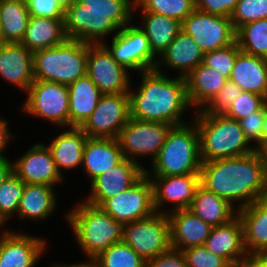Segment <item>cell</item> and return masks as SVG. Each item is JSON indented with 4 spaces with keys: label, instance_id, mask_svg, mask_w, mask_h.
<instances>
[{
    "label": "cell",
    "instance_id": "obj_5",
    "mask_svg": "<svg viewBox=\"0 0 267 267\" xmlns=\"http://www.w3.org/2000/svg\"><path fill=\"white\" fill-rule=\"evenodd\" d=\"M152 172L147 176L200 175V137L197 126L182 124L173 126L158 155L152 161Z\"/></svg>",
    "mask_w": 267,
    "mask_h": 267
},
{
    "label": "cell",
    "instance_id": "obj_7",
    "mask_svg": "<svg viewBox=\"0 0 267 267\" xmlns=\"http://www.w3.org/2000/svg\"><path fill=\"white\" fill-rule=\"evenodd\" d=\"M89 44L67 39L63 44L33 52L34 80L69 86L86 75Z\"/></svg>",
    "mask_w": 267,
    "mask_h": 267
},
{
    "label": "cell",
    "instance_id": "obj_38",
    "mask_svg": "<svg viewBox=\"0 0 267 267\" xmlns=\"http://www.w3.org/2000/svg\"><path fill=\"white\" fill-rule=\"evenodd\" d=\"M25 183L13 172L0 185V222L5 225L12 214H17Z\"/></svg>",
    "mask_w": 267,
    "mask_h": 267
},
{
    "label": "cell",
    "instance_id": "obj_10",
    "mask_svg": "<svg viewBox=\"0 0 267 267\" xmlns=\"http://www.w3.org/2000/svg\"><path fill=\"white\" fill-rule=\"evenodd\" d=\"M172 127L173 125L168 123L130 118L116 139L124 158L138 163L136 157L151 155L153 161L163 147Z\"/></svg>",
    "mask_w": 267,
    "mask_h": 267
},
{
    "label": "cell",
    "instance_id": "obj_19",
    "mask_svg": "<svg viewBox=\"0 0 267 267\" xmlns=\"http://www.w3.org/2000/svg\"><path fill=\"white\" fill-rule=\"evenodd\" d=\"M47 241L39 237L3 231L0 236V267H34Z\"/></svg>",
    "mask_w": 267,
    "mask_h": 267
},
{
    "label": "cell",
    "instance_id": "obj_27",
    "mask_svg": "<svg viewBox=\"0 0 267 267\" xmlns=\"http://www.w3.org/2000/svg\"><path fill=\"white\" fill-rule=\"evenodd\" d=\"M67 87L69 127L81 128L91 116L103 94L87 75L78 78Z\"/></svg>",
    "mask_w": 267,
    "mask_h": 267
},
{
    "label": "cell",
    "instance_id": "obj_28",
    "mask_svg": "<svg viewBox=\"0 0 267 267\" xmlns=\"http://www.w3.org/2000/svg\"><path fill=\"white\" fill-rule=\"evenodd\" d=\"M249 255H267V209L258 201L238 210Z\"/></svg>",
    "mask_w": 267,
    "mask_h": 267
},
{
    "label": "cell",
    "instance_id": "obj_39",
    "mask_svg": "<svg viewBox=\"0 0 267 267\" xmlns=\"http://www.w3.org/2000/svg\"><path fill=\"white\" fill-rule=\"evenodd\" d=\"M267 18V0H239L230 19L237 30L243 24Z\"/></svg>",
    "mask_w": 267,
    "mask_h": 267
},
{
    "label": "cell",
    "instance_id": "obj_43",
    "mask_svg": "<svg viewBox=\"0 0 267 267\" xmlns=\"http://www.w3.org/2000/svg\"><path fill=\"white\" fill-rule=\"evenodd\" d=\"M188 267H233L226 259L208 251L204 245L182 250Z\"/></svg>",
    "mask_w": 267,
    "mask_h": 267
},
{
    "label": "cell",
    "instance_id": "obj_11",
    "mask_svg": "<svg viewBox=\"0 0 267 267\" xmlns=\"http://www.w3.org/2000/svg\"><path fill=\"white\" fill-rule=\"evenodd\" d=\"M99 207L123 224L150 217L155 213L151 179L144 173L133 185Z\"/></svg>",
    "mask_w": 267,
    "mask_h": 267
},
{
    "label": "cell",
    "instance_id": "obj_1",
    "mask_svg": "<svg viewBox=\"0 0 267 267\" xmlns=\"http://www.w3.org/2000/svg\"><path fill=\"white\" fill-rule=\"evenodd\" d=\"M200 184L240 210L255 201L267 185V175L257 150L233 158L202 162Z\"/></svg>",
    "mask_w": 267,
    "mask_h": 267
},
{
    "label": "cell",
    "instance_id": "obj_4",
    "mask_svg": "<svg viewBox=\"0 0 267 267\" xmlns=\"http://www.w3.org/2000/svg\"><path fill=\"white\" fill-rule=\"evenodd\" d=\"M65 218L88 261H92L111 245L121 242L123 223L100 207L81 201L74 210L66 213Z\"/></svg>",
    "mask_w": 267,
    "mask_h": 267
},
{
    "label": "cell",
    "instance_id": "obj_41",
    "mask_svg": "<svg viewBox=\"0 0 267 267\" xmlns=\"http://www.w3.org/2000/svg\"><path fill=\"white\" fill-rule=\"evenodd\" d=\"M267 103V99L253 92L242 91L225 115L234 120H241L252 112L260 110Z\"/></svg>",
    "mask_w": 267,
    "mask_h": 267
},
{
    "label": "cell",
    "instance_id": "obj_55",
    "mask_svg": "<svg viewBox=\"0 0 267 267\" xmlns=\"http://www.w3.org/2000/svg\"><path fill=\"white\" fill-rule=\"evenodd\" d=\"M57 1L64 9L72 0H55Z\"/></svg>",
    "mask_w": 267,
    "mask_h": 267
},
{
    "label": "cell",
    "instance_id": "obj_52",
    "mask_svg": "<svg viewBox=\"0 0 267 267\" xmlns=\"http://www.w3.org/2000/svg\"><path fill=\"white\" fill-rule=\"evenodd\" d=\"M53 267H96V266L92 261H88L87 263L83 261L80 264L79 263L71 264V265L70 264H68V265H66V264L60 265V264H58V265H55Z\"/></svg>",
    "mask_w": 267,
    "mask_h": 267
},
{
    "label": "cell",
    "instance_id": "obj_34",
    "mask_svg": "<svg viewBox=\"0 0 267 267\" xmlns=\"http://www.w3.org/2000/svg\"><path fill=\"white\" fill-rule=\"evenodd\" d=\"M30 14L26 0H0V22L5 43H21Z\"/></svg>",
    "mask_w": 267,
    "mask_h": 267
},
{
    "label": "cell",
    "instance_id": "obj_49",
    "mask_svg": "<svg viewBox=\"0 0 267 267\" xmlns=\"http://www.w3.org/2000/svg\"><path fill=\"white\" fill-rule=\"evenodd\" d=\"M240 267H267V255H249Z\"/></svg>",
    "mask_w": 267,
    "mask_h": 267
},
{
    "label": "cell",
    "instance_id": "obj_40",
    "mask_svg": "<svg viewBox=\"0 0 267 267\" xmlns=\"http://www.w3.org/2000/svg\"><path fill=\"white\" fill-rule=\"evenodd\" d=\"M239 51V46L235 42L230 46L204 53L202 64L216 69L229 79Z\"/></svg>",
    "mask_w": 267,
    "mask_h": 267
},
{
    "label": "cell",
    "instance_id": "obj_17",
    "mask_svg": "<svg viewBox=\"0 0 267 267\" xmlns=\"http://www.w3.org/2000/svg\"><path fill=\"white\" fill-rule=\"evenodd\" d=\"M140 163L124 158L91 182L90 196L86 203L99 207L106 199L116 196L133 185L144 173Z\"/></svg>",
    "mask_w": 267,
    "mask_h": 267
},
{
    "label": "cell",
    "instance_id": "obj_44",
    "mask_svg": "<svg viewBox=\"0 0 267 267\" xmlns=\"http://www.w3.org/2000/svg\"><path fill=\"white\" fill-rule=\"evenodd\" d=\"M265 105L258 111L252 112L247 117L239 120V124L246 139L251 143H256L257 150L262 145V128L264 124Z\"/></svg>",
    "mask_w": 267,
    "mask_h": 267
},
{
    "label": "cell",
    "instance_id": "obj_12",
    "mask_svg": "<svg viewBox=\"0 0 267 267\" xmlns=\"http://www.w3.org/2000/svg\"><path fill=\"white\" fill-rule=\"evenodd\" d=\"M103 45L113 59L127 70L139 73L155 70L158 57L152 52L149 40L139 26L129 24L121 28L112 37L111 47L106 43Z\"/></svg>",
    "mask_w": 267,
    "mask_h": 267
},
{
    "label": "cell",
    "instance_id": "obj_25",
    "mask_svg": "<svg viewBox=\"0 0 267 267\" xmlns=\"http://www.w3.org/2000/svg\"><path fill=\"white\" fill-rule=\"evenodd\" d=\"M228 80L216 69L202 63L198 65L185 77L190 106L195 105L199 107V111L203 110Z\"/></svg>",
    "mask_w": 267,
    "mask_h": 267
},
{
    "label": "cell",
    "instance_id": "obj_8",
    "mask_svg": "<svg viewBox=\"0 0 267 267\" xmlns=\"http://www.w3.org/2000/svg\"><path fill=\"white\" fill-rule=\"evenodd\" d=\"M121 242L128 244L146 262L171 248L170 223L166 213L123 224Z\"/></svg>",
    "mask_w": 267,
    "mask_h": 267
},
{
    "label": "cell",
    "instance_id": "obj_18",
    "mask_svg": "<svg viewBox=\"0 0 267 267\" xmlns=\"http://www.w3.org/2000/svg\"><path fill=\"white\" fill-rule=\"evenodd\" d=\"M153 184L155 212L166 213L189 209L200 185V175H172L149 177ZM153 179V180H152ZM165 202L174 203L171 210H163ZM163 211H162V210ZM159 210V211H158Z\"/></svg>",
    "mask_w": 267,
    "mask_h": 267
},
{
    "label": "cell",
    "instance_id": "obj_9",
    "mask_svg": "<svg viewBox=\"0 0 267 267\" xmlns=\"http://www.w3.org/2000/svg\"><path fill=\"white\" fill-rule=\"evenodd\" d=\"M26 94L22 110L27 115L69 128V91L66 85L35 80Z\"/></svg>",
    "mask_w": 267,
    "mask_h": 267
},
{
    "label": "cell",
    "instance_id": "obj_21",
    "mask_svg": "<svg viewBox=\"0 0 267 267\" xmlns=\"http://www.w3.org/2000/svg\"><path fill=\"white\" fill-rule=\"evenodd\" d=\"M170 223V244L176 250H185L204 245L212 226L205 223L189 209H180L167 214Z\"/></svg>",
    "mask_w": 267,
    "mask_h": 267
},
{
    "label": "cell",
    "instance_id": "obj_54",
    "mask_svg": "<svg viewBox=\"0 0 267 267\" xmlns=\"http://www.w3.org/2000/svg\"><path fill=\"white\" fill-rule=\"evenodd\" d=\"M258 202L267 209V185L265 189L261 192Z\"/></svg>",
    "mask_w": 267,
    "mask_h": 267
},
{
    "label": "cell",
    "instance_id": "obj_24",
    "mask_svg": "<svg viewBox=\"0 0 267 267\" xmlns=\"http://www.w3.org/2000/svg\"><path fill=\"white\" fill-rule=\"evenodd\" d=\"M204 52L199 45L182 30L158 57L156 71H162V63L171 69L178 70L180 77H186L203 61Z\"/></svg>",
    "mask_w": 267,
    "mask_h": 267
},
{
    "label": "cell",
    "instance_id": "obj_37",
    "mask_svg": "<svg viewBox=\"0 0 267 267\" xmlns=\"http://www.w3.org/2000/svg\"><path fill=\"white\" fill-rule=\"evenodd\" d=\"M139 7L142 12L165 15L180 23L196 9L195 0H135L134 12Z\"/></svg>",
    "mask_w": 267,
    "mask_h": 267
},
{
    "label": "cell",
    "instance_id": "obj_14",
    "mask_svg": "<svg viewBox=\"0 0 267 267\" xmlns=\"http://www.w3.org/2000/svg\"><path fill=\"white\" fill-rule=\"evenodd\" d=\"M129 119V93L103 94L81 129L90 138H117Z\"/></svg>",
    "mask_w": 267,
    "mask_h": 267
},
{
    "label": "cell",
    "instance_id": "obj_22",
    "mask_svg": "<svg viewBox=\"0 0 267 267\" xmlns=\"http://www.w3.org/2000/svg\"><path fill=\"white\" fill-rule=\"evenodd\" d=\"M0 75L18 88L27 91L35 81L33 52L21 43H4L0 46Z\"/></svg>",
    "mask_w": 267,
    "mask_h": 267
},
{
    "label": "cell",
    "instance_id": "obj_15",
    "mask_svg": "<svg viewBox=\"0 0 267 267\" xmlns=\"http://www.w3.org/2000/svg\"><path fill=\"white\" fill-rule=\"evenodd\" d=\"M86 75L102 94L128 93L131 87L128 70L113 59L103 44H89Z\"/></svg>",
    "mask_w": 267,
    "mask_h": 267
},
{
    "label": "cell",
    "instance_id": "obj_16",
    "mask_svg": "<svg viewBox=\"0 0 267 267\" xmlns=\"http://www.w3.org/2000/svg\"><path fill=\"white\" fill-rule=\"evenodd\" d=\"M13 172L25 184H44L55 187L63 179V175L56 168L51 151L43 143L31 146V149L15 160Z\"/></svg>",
    "mask_w": 267,
    "mask_h": 267
},
{
    "label": "cell",
    "instance_id": "obj_45",
    "mask_svg": "<svg viewBox=\"0 0 267 267\" xmlns=\"http://www.w3.org/2000/svg\"><path fill=\"white\" fill-rule=\"evenodd\" d=\"M30 16L64 18L65 9L55 0H26Z\"/></svg>",
    "mask_w": 267,
    "mask_h": 267
},
{
    "label": "cell",
    "instance_id": "obj_3",
    "mask_svg": "<svg viewBox=\"0 0 267 267\" xmlns=\"http://www.w3.org/2000/svg\"><path fill=\"white\" fill-rule=\"evenodd\" d=\"M135 0H72L64 11L67 39L103 44L102 38L129 25Z\"/></svg>",
    "mask_w": 267,
    "mask_h": 267
},
{
    "label": "cell",
    "instance_id": "obj_46",
    "mask_svg": "<svg viewBox=\"0 0 267 267\" xmlns=\"http://www.w3.org/2000/svg\"><path fill=\"white\" fill-rule=\"evenodd\" d=\"M239 0H195V8L205 13L230 17Z\"/></svg>",
    "mask_w": 267,
    "mask_h": 267
},
{
    "label": "cell",
    "instance_id": "obj_33",
    "mask_svg": "<svg viewBox=\"0 0 267 267\" xmlns=\"http://www.w3.org/2000/svg\"><path fill=\"white\" fill-rule=\"evenodd\" d=\"M143 27L139 26L147 36L152 52L158 57L181 31V23L165 15L142 12Z\"/></svg>",
    "mask_w": 267,
    "mask_h": 267
},
{
    "label": "cell",
    "instance_id": "obj_48",
    "mask_svg": "<svg viewBox=\"0 0 267 267\" xmlns=\"http://www.w3.org/2000/svg\"><path fill=\"white\" fill-rule=\"evenodd\" d=\"M10 139H13V136L8 130V122L0 118V157H4L3 151Z\"/></svg>",
    "mask_w": 267,
    "mask_h": 267
},
{
    "label": "cell",
    "instance_id": "obj_56",
    "mask_svg": "<svg viewBox=\"0 0 267 267\" xmlns=\"http://www.w3.org/2000/svg\"><path fill=\"white\" fill-rule=\"evenodd\" d=\"M5 43L4 38H3V33H2V28H1V22H0V46Z\"/></svg>",
    "mask_w": 267,
    "mask_h": 267
},
{
    "label": "cell",
    "instance_id": "obj_30",
    "mask_svg": "<svg viewBox=\"0 0 267 267\" xmlns=\"http://www.w3.org/2000/svg\"><path fill=\"white\" fill-rule=\"evenodd\" d=\"M87 137L81 128L70 127L47 145L54 158L56 168L61 175L63 174V169L72 170L82 165L83 147Z\"/></svg>",
    "mask_w": 267,
    "mask_h": 267
},
{
    "label": "cell",
    "instance_id": "obj_26",
    "mask_svg": "<svg viewBox=\"0 0 267 267\" xmlns=\"http://www.w3.org/2000/svg\"><path fill=\"white\" fill-rule=\"evenodd\" d=\"M229 80L242 91L253 92L267 99V65L265 58L239 51Z\"/></svg>",
    "mask_w": 267,
    "mask_h": 267
},
{
    "label": "cell",
    "instance_id": "obj_35",
    "mask_svg": "<svg viewBox=\"0 0 267 267\" xmlns=\"http://www.w3.org/2000/svg\"><path fill=\"white\" fill-rule=\"evenodd\" d=\"M236 42L241 51L267 58V18L240 26L236 30Z\"/></svg>",
    "mask_w": 267,
    "mask_h": 267
},
{
    "label": "cell",
    "instance_id": "obj_13",
    "mask_svg": "<svg viewBox=\"0 0 267 267\" xmlns=\"http://www.w3.org/2000/svg\"><path fill=\"white\" fill-rule=\"evenodd\" d=\"M181 30L189 35L204 53L236 42V30L230 17L212 15L197 9L181 22Z\"/></svg>",
    "mask_w": 267,
    "mask_h": 267
},
{
    "label": "cell",
    "instance_id": "obj_47",
    "mask_svg": "<svg viewBox=\"0 0 267 267\" xmlns=\"http://www.w3.org/2000/svg\"><path fill=\"white\" fill-rule=\"evenodd\" d=\"M147 267H188L181 250L170 248L147 262Z\"/></svg>",
    "mask_w": 267,
    "mask_h": 267
},
{
    "label": "cell",
    "instance_id": "obj_6",
    "mask_svg": "<svg viewBox=\"0 0 267 267\" xmlns=\"http://www.w3.org/2000/svg\"><path fill=\"white\" fill-rule=\"evenodd\" d=\"M200 137L202 162L240 157L254 152L239 121L227 116H210L203 110L194 115Z\"/></svg>",
    "mask_w": 267,
    "mask_h": 267
},
{
    "label": "cell",
    "instance_id": "obj_36",
    "mask_svg": "<svg viewBox=\"0 0 267 267\" xmlns=\"http://www.w3.org/2000/svg\"><path fill=\"white\" fill-rule=\"evenodd\" d=\"M92 262L96 267H147V262L123 242L111 245Z\"/></svg>",
    "mask_w": 267,
    "mask_h": 267
},
{
    "label": "cell",
    "instance_id": "obj_20",
    "mask_svg": "<svg viewBox=\"0 0 267 267\" xmlns=\"http://www.w3.org/2000/svg\"><path fill=\"white\" fill-rule=\"evenodd\" d=\"M204 246L233 267H240L249 254L244 245L243 227L238 214L227 223L213 226Z\"/></svg>",
    "mask_w": 267,
    "mask_h": 267
},
{
    "label": "cell",
    "instance_id": "obj_23",
    "mask_svg": "<svg viewBox=\"0 0 267 267\" xmlns=\"http://www.w3.org/2000/svg\"><path fill=\"white\" fill-rule=\"evenodd\" d=\"M124 159L116 138L87 137L83 147L84 173L91 182Z\"/></svg>",
    "mask_w": 267,
    "mask_h": 267
},
{
    "label": "cell",
    "instance_id": "obj_42",
    "mask_svg": "<svg viewBox=\"0 0 267 267\" xmlns=\"http://www.w3.org/2000/svg\"><path fill=\"white\" fill-rule=\"evenodd\" d=\"M241 92L242 90L236 83L228 80L203 111L210 116H225Z\"/></svg>",
    "mask_w": 267,
    "mask_h": 267
},
{
    "label": "cell",
    "instance_id": "obj_53",
    "mask_svg": "<svg viewBox=\"0 0 267 267\" xmlns=\"http://www.w3.org/2000/svg\"><path fill=\"white\" fill-rule=\"evenodd\" d=\"M267 141V103L265 104L264 124L262 128V144Z\"/></svg>",
    "mask_w": 267,
    "mask_h": 267
},
{
    "label": "cell",
    "instance_id": "obj_51",
    "mask_svg": "<svg viewBox=\"0 0 267 267\" xmlns=\"http://www.w3.org/2000/svg\"><path fill=\"white\" fill-rule=\"evenodd\" d=\"M257 151L259 152L262 161H263V165L265 167V172L267 175V141L264 142L258 149Z\"/></svg>",
    "mask_w": 267,
    "mask_h": 267
},
{
    "label": "cell",
    "instance_id": "obj_29",
    "mask_svg": "<svg viewBox=\"0 0 267 267\" xmlns=\"http://www.w3.org/2000/svg\"><path fill=\"white\" fill-rule=\"evenodd\" d=\"M66 40L64 18L30 16L21 44L35 52L61 45Z\"/></svg>",
    "mask_w": 267,
    "mask_h": 267
},
{
    "label": "cell",
    "instance_id": "obj_2",
    "mask_svg": "<svg viewBox=\"0 0 267 267\" xmlns=\"http://www.w3.org/2000/svg\"><path fill=\"white\" fill-rule=\"evenodd\" d=\"M141 74L138 90L128 92L130 118L173 126L185 124L181 117L190 107L185 78H169L156 70Z\"/></svg>",
    "mask_w": 267,
    "mask_h": 267
},
{
    "label": "cell",
    "instance_id": "obj_50",
    "mask_svg": "<svg viewBox=\"0 0 267 267\" xmlns=\"http://www.w3.org/2000/svg\"><path fill=\"white\" fill-rule=\"evenodd\" d=\"M13 173V161L0 157V185Z\"/></svg>",
    "mask_w": 267,
    "mask_h": 267
},
{
    "label": "cell",
    "instance_id": "obj_32",
    "mask_svg": "<svg viewBox=\"0 0 267 267\" xmlns=\"http://www.w3.org/2000/svg\"><path fill=\"white\" fill-rule=\"evenodd\" d=\"M234 208L237 207L232 206L227 200L208 191L200 184L196 189L189 210L213 227L233 219L238 212Z\"/></svg>",
    "mask_w": 267,
    "mask_h": 267
},
{
    "label": "cell",
    "instance_id": "obj_31",
    "mask_svg": "<svg viewBox=\"0 0 267 267\" xmlns=\"http://www.w3.org/2000/svg\"><path fill=\"white\" fill-rule=\"evenodd\" d=\"M57 205L54 187L44 184H25L17 215L19 219L45 220Z\"/></svg>",
    "mask_w": 267,
    "mask_h": 267
}]
</instances>
